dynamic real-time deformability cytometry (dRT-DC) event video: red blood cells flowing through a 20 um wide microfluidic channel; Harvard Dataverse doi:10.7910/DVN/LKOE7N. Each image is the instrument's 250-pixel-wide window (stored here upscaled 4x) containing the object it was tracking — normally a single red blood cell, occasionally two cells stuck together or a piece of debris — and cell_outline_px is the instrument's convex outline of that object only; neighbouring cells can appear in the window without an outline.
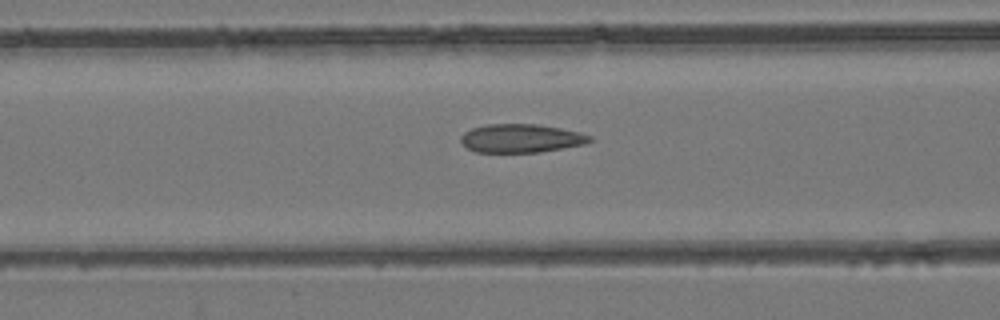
{"species": "common noctule bat (a hibernating species)", "species_latin": "Nyctalus noctula", "temperature_condition": "room temperature", "stored_images_in_passage": 38, "camera_frame_rate_fps": 3000, "um_per_image_px": 0.085, "animal": {"sex": "female", "body_mass_g": 24.6, "forearm_length_mm": 56.2}, "frame": {"image": 1, "passage_image": 7, "time_ms": 2.0, "image_size_px": [1000, 320], "cell_outline_px": [[592, 140], [584, 144], [540, 152], [476, 152], [468, 148], [460, 140], [460, 136], [464, 132], [472, 128], [488, 124], [536, 124], [560, 128], [580, 132], [592, 136]], "centroid_in_image_um": [44.29, 11.75], "position_along_channel_um": 122.3, "area_um2": 21.33}}
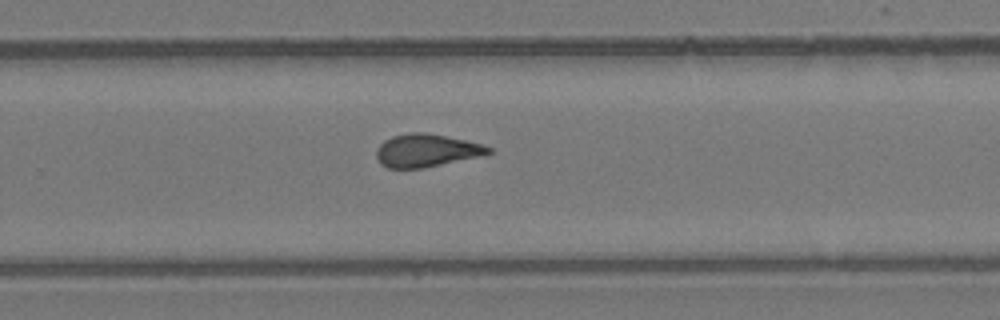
{"frame": {"image": 2, "passage_image": 20, "time_ms": 6.333, "image_size_px": [1000, 320], "cell_outline_px": [[492, 152], [484, 156], [424, 168], [388, 168], [380, 164], [376, 156], [376, 148], [384, 140], [392, 136], [412, 132], [428, 132], [484, 144], [492, 148]], "centroid_in_image_um": [36.27, 12.79], "position_along_channel_um": 293.5, "area_um2": 21.85}}
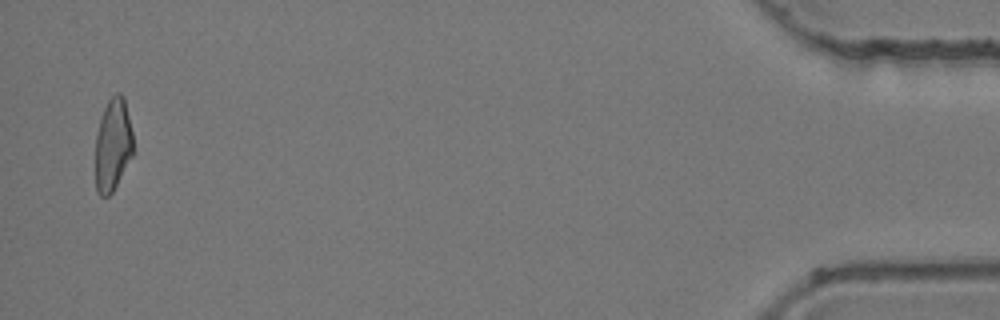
{"frame": {"image": 3, "passage_image": 37, "time_ms": 12.0, "image_size_px": [1000, 320], "cell_outline_px": [[132, 156], [112, 192], [108, 196], [100, 196], [96, 192], [96, 136], [100, 120], [104, 108], [108, 100], [116, 92], [120, 92], [124, 96], [132, 132]], "centroid_in_image_um": [9.59, 12.29], "position_along_channel_um": 425.6, "area_um2": 20.17}, "authors_computed_cell_mechanics": {"area_um2": 21.675, "velocity_mm_per_s": 3.9502, "shape_relaxation_time_tau1_ms": null, "shape_relaxation_time_tau2_ms": 2.1565, "deformation_change_tau1": null, "deformation_change_tau2": 0.083}}